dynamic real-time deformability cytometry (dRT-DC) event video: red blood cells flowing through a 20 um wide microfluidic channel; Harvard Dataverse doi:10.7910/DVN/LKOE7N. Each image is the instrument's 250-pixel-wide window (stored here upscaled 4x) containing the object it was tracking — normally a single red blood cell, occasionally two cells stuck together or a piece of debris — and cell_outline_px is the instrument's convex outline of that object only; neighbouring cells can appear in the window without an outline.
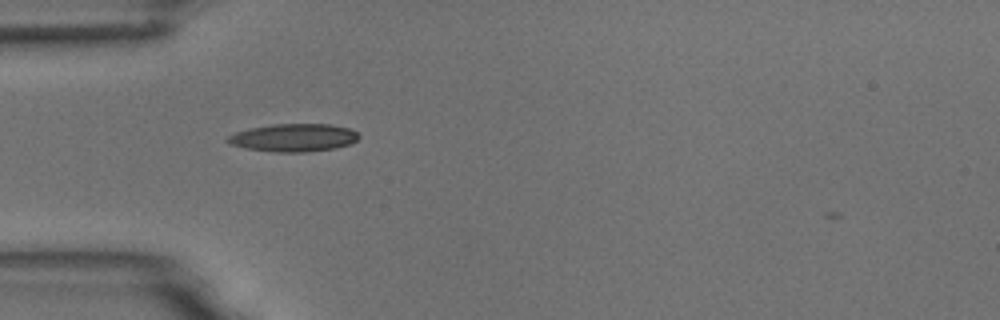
{"species": "common noctule bat (a hibernating species)", "species_latin": "Nyctalus noctula", "temperature_condition": "room temperature", "stored_images_in_passage": 3, "camera_frame_rate_fps": 3000, "um_per_image_px": 0.085, "animal": {"sex": "male", "body_mass_g": 18.8}, "frame": {"image": 1, "passage_image": 2, "time_ms": 0.333, "image_size_px": [1000, 320], "cell_outline_px": [[360, 136], [352, 144], [336, 148], [304, 152], [276, 152], [244, 148], [228, 144], [224, 140], [228, 136], [236, 132], [252, 128], [272, 124], [332, 124], [348, 128], [356, 132]], "centroid_in_image_um": [24.95, 11.7], "position_along_channel_um": 60.1, "area_um2": 21.39}}
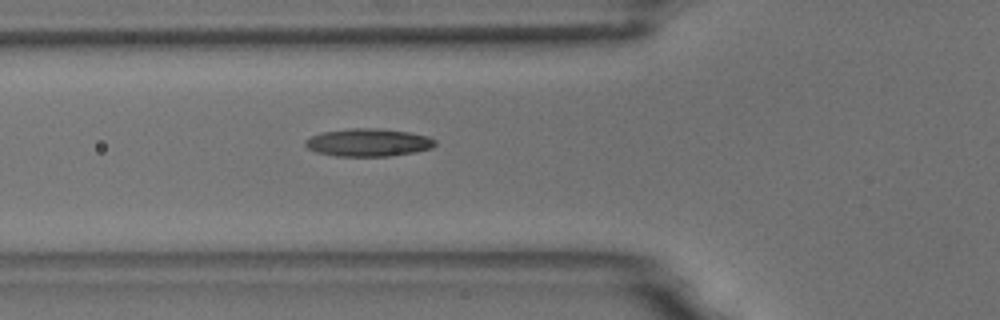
{"frame": {"image": 2, "passage_image": 3, "time_ms": 0.667, "image_size_px": [1000, 320], "cell_outline_px": [[436, 144], [432, 148], [416, 152], [388, 156], [336, 156], [316, 152], [308, 148], [304, 144], [304, 140], [320, 132], [348, 128], [380, 128], [408, 132], [428, 136], [436, 140]], "centroid_in_image_um": [31.3, 12.1], "position_along_channel_um": 94.5, "area_um2": 21.21}}